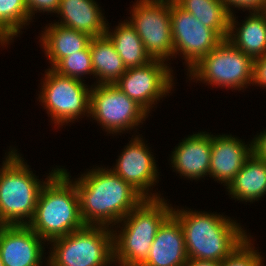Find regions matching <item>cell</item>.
<instances>
[{"instance_id": "obj_10", "label": "cell", "mask_w": 266, "mask_h": 266, "mask_svg": "<svg viewBox=\"0 0 266 266\" xmlns=\"http://www.w3.org/2000/svg\"><path fill=\"white\" fill-rule=\"evenodd\" d=\"M43 83L39 98L54 123L62 125L85 112L89 114L90 90L82 80L60 75L51 68L46 72Z\"/></svg>"}, {"instance_id": "obj_2", "label": "cell", "mask_w": 266, "mask_h": 266, "mask_svg": "<svg viewBox=\"0 0 266 266\" xmlns=\"http://www.w3.org/2000/svg\"><path fill=\"white\" fill-rule=\"evenodd\" d=\"M40 190L35 213L27 224L44 241L66 236L85 226L80 215L75 183L65 169L57 168Z\"/></svg>"}, {"instance_id": "obj_32", "label": "cell", "mask_w": 266, "mask_h": 266, "mask_svg": "<svg viewBox=\"0 0 266 266\" xmlns=\"http://www.w3.org/2000/svg\"><path fill=\"white\" fill-rule=\"evenodd\" d=\"M185 266H221L220 262L201 260V259H188Z\"/></svg>"}, {"instance_id": "obj_8", "label": "cell", "mask_w": 266, "mask_h": 266, "mask_svg": "<svg viewBox=\"0 0 266 266\" xmlns=\"http://www.w3.org/2000/svg\"><path fill=\"white\" fill-rule=\"evenodd\" d=\"M131 12L129 23L151 58L165 61L174 56L170 0H137Z\"/></svg>"}, {"instance_id": "obj_17", "label": "cell", "mask_w": 266, "mask_h": 266, "mask_svg": "<svg viewBox=\"0 0 266 266\" xmlns=\"http://www.w3.org/2000/svg\"><path fill=\"white\" fill-rule=\"evenodd\" d=\"M212 135L205 132L193 134L180 142L172 153V167L180 175L199 179L209 174Z\"/></svg>"}, {"instance_id": "obj_29", "label": "cell", "mask_w": 266, "mask_h": 266, "mask_svg": "<svg viewBox=\"0 0 266 266\" xmlns=\"http://www.w3.org/2000/svg\"><path fill=\"white\" fill-rule=\"evenodd\" d=\"M229 14H232L230 6L242 7L253 11H266V0H222Z\"/></svg>"}, {"instance_id": "obj_27", "label": "cell", "mask_w": 266, "mask_h": 266, "mask_svg": "<svg viewBox=\"0 0 266 266\" xmlns=\"http://www.w3.org/2000/svg\"><path fill=\"white\" fill-rule=\"evenodd\" d=\"M247 237L229 256L222 262L221 266H263L262 256L251 246Z\"/></svg>"}, {"instance_id": "obj_21", "label": "cell", "mask_w": 266, "mask_h": 266, "mask_svg": "<svg viewBox=\"0 0 266 266\" xmlns=\"http://www.w3.org/2000/svg\"><path fill=\"white\" fill-rule=\"evenodd\" d=\"M227 189L237 200H259L266 194V162L252 154Z\"/></svg>"}, {"instance_id": "obj_22", "label": "cell", "mask_w": 266, "mask_h": 266, "mask_svg": "<svg viewBox=\"0 0 266 266\" xmlns=\"http://www.w3.org/2000/svg\"><path fill=\"white\" fill-rule=\"evenodd\" d=\"M89 49L98 84H114L126 72L122 58L105 35L91 38Z\"/></svg>"}, {"instance_id": "obj_11", "label": "cell", "mask_w": 266, "mask_h": 266, "mask_svg": "<svg viewBox=\"0 0 266 266\" xmlns=\"http://www.w3.org/2000/svg\"><path fill=\"white\" fill-rule=\"evenodd\" d=\"M170 18L174 55L182 53L189 70L223 40L174 0H170Z\"/></svg>"}, {"instance_id": "obj_3", "label": "cell", "mask_w": 266, "mask_h": 266, "mask_svg": "<svg viewBox=\"0 0 266 266\" xmlns=\"http://www.w3.org/2000/svg\"><path fill=\"white\" fill-rule=\"evenodd\" d=\"M183 230L189 259L222 262L246 238L241 226L222 215L172 210Z\"/></svg>"}, {"instance_id": "obj_14", "label": "cell", "mask_w": 266, "mask_h": 266, "mask_svg": "<svg viewBox=\"0 0 266 266\" xmlns=\"http://www.w3.org/2000/svg\"><path fill=\"white\" fill-rule=\"evenodd\" d=\"M42 240L28 225H0V257L4 266H40Z\"/></svg>"}, {"instance_id": "obj_9", "label": "cell", "mask_w": 266, "mask_h": 266, "mask_svg": "<svg viewBox=\"0 0 266 266\" xmlns=\"http://www.w3.org/2000/svg\"><path fill=\"white\" fill-rule=\"evenodd\" d=\"M89 114L109 133H120L140 123L148 115L115 84H97L90 88Z\"/></svg>"}, {"instance_id": "obj_24", "label": "cell", "mask_w": 266, "mask_h": 266, "mask_svg": "<svg viewBox=\"0 0 266 266\" xmlns=\"http://www.w3.org/2000/svg\"><path fill=\"white\" fill-rule=\"evenodd\" d=\"M183 10L213 29L223 40L227 38L230 14L222 0H174Z\"/></svg>"}, {"instance_id": "obj_13", "label": "cell", "mask_w": 266, "mask_h": 266, "mask_svg": "<svg viewBox=\"0 0 266 266\" xmlns=\"http://www.w3.org/2000/svg\"><path fill=\"white\" fill-rule=\"evenodd\" d=\"M139 137H135L124 148L113 172L136 189L145 199H157L160 196L148 194L149 187L156 182L157 167L153 155Z\"/></svg>"}, {"instance_id": "obj_23", "label": "cell", "mask_w": 266, "mask_h": 266, "mask_svg": "<svg viewBox=\"0 0 266 266\" xmlns=\"http://www.w3.org/2000/svg\"><path fill=\"white\" fill-rule=\"evenodd\" d=\"M105 36L112 42L126 69L140 67L153 60L129 21L119 24L113 32H109L107 27Z\"/></svg>"}, {"instance_id": "obj_33", "label": "cell", "mask_w": 266, "mask_h": 266, "mask_svg": "<svg viewBox=\"0 0 266 266\" xmlns=\"http://www.w3.org/2000/svg\"><path fill=\"white\" fill-rule=\"evenodd\" d=\"M0 266H4L2 260H1V257H0Z\"/></svg>"}, {"instance_id": "obj_30", "label": "cell", "mask_w": 266, "mask_h": 266, "mask_svg": "<svg viewBox=\"0 0 266 266\" xmlns=\"http://www.w3.org/2000/svg\"><path fill=\"white\" fill-rule=\"evenodd\" d=\"M266 87V55L254 59L253 62V84Z\"/></svg>"}, {"instance_id": "obj_16", "label": "cell", "mask_w": 266, "mask_h": 266, "mask_svg": "<svg viewBox=\"0 0 266 266\" xmlns=\"http://www.w3.org/2000/svg\"><path fill=\"white\" fill-rule=\"evenodd\" d=\"M188 259L180 222L171 214L158 229L141 266H185Z\"/></svg>"}, {"instance_id": "obj_19", "label": "cell", "mask_w": 266, "mask_h": 266, "mask_svg": "<svg viewBox=\"0 0 266 266\" xmlns=\"http://www.w3.org/2000/svg\"><path fill=\"white\" fill-rule=\"evenodd\" d=\"M235 19L232 13L226 39L253 59L266 55V11H253L237 28L239 31L235 28ZM234 29L237 30L235 34Z\"/></svg>"}, {"instance_id": "obj_5", "label": "cell", "mask_w": 266, "mask_h": 266, "mask_svg": "<svg viewBox=\"0 0 266 266\" xmlns=\"http://www.w3.org/2000/svg\"><path fill=\"white\" fill-rule=\"evenodd\" d=\"M8 153L0 170V225H27L45 181L41 184L16 150Z\"/></svg>"}, {"instance_id": "obj_7", "label": "cell", "mask_w": 266, "mask_h": 266, "mask_svg": "<svg viewBox=\"0 0 266 266\" xmlns=\"http://www.w3.org/2000/svg\"><path fill=\"white\" fill-rule=\"evenodd\" d=\"M253 62L251 56L225 39L188 71L193 79L196 77L214 86L241 90L245 85L252 84Z\"/></svg>"}, {"instance_id": "obj_12", "label": "cell", "mask_w": 266, "mask_h": 266, "mask_svg": "<svg viewBox=\"0 0 266 266\" xmlns=\"http://www.w3.org/2000/svg\"><path fill=\"white\" fill-rule=\"evenodd\" d=\"M172 77L164 61L153 59L146 65L128 68L114 84L148 113L152 104L172 89Z\"/></svg>"}, {"instance_id": "obj_28", "label": "cell", "mask_w": 266, "mask_h": 266, "mask_svg": "<svg viewBox=\"0 0 266 266\" xmlns=\"http://www.w3.org/2000/svg\"><path fill=\"white\" fill-rule=\"evenodd\" d=\"M30 19L33 17L35 11H48L57 13L60 5V0H25Z\"/></svg>"}, {"instance_id": "obj_15", "label": "cell", "mask_w": 266, "mask_h": 266, "mask_svg": "<svg viewBox=\"0 0 266 266\" xmlns=\"http://www.w3.org/2000/svg\"><path fill=\"white\" fill-rule=\"evenodd\" d=\"M247 145L231 135H212L209 175L228 186L252 155V144Z\"/></svg>"}, {"instance_id": "obj_4", "label": "cell", "mask_w": 266, "mask_h": 266, "mask_svg": "<svg viewBox=\"0 0 266 266\" xmlns=\"http://www.w3.org/2000/svg\"><path fill=\"white\" fill-rule=\"evenodd\" d=\"M168 205L164 198L144 199L121 220L124 229L113 234L114 261L120 266H141L147 260L158 229L172 214Z\"/></svg>"}, {"instance_id": "obj_1", "label": "cell", "mask_w": 266, "mask_h": 266, "mask_svg": "<svg viewBox=\"0 0 266 266\" xmlns=\"http://www.w3.org/2000/svg\"><path fill=\"white\" fill-rule=\"evenodd\" d=\"M74 183L85 225H116L145 199L111 168L88 171Z\"/></svg>"}, {"instance_id": "obj_26", "label": "cell", "mask_w": 266, "mask_h": 266, "mask_svg": "<svg viewBox=\"0 0 266 266\" xmlns=\"http://www.w3.org/2000/svg\"><path fill=\"white\" fill-rule=\"evenodd\" d=\"M58 74L82 80L81 75L94 74L89 45L79 51L62 58L53 68Z\"/></svg>"}, {"instance_id": "obj_25", "label": "cell", "mask_w": 266, "mask_h": 266, "mask_svg": "<svg viewBox=\"0 0 266 266\" xmlns=\"http://www.w3.org/2000/svg\"><path fill=\"white\" fill-rule=\"evenodd\" d=\"M30 20L25 0H0V44H7ZM26 22V23H25Z\"/></svg>"}, {"instance_id": "obj_20", "label": "cell", "mask_w": 266, "mask_h": 266, "mask_svg": "<svg viewBox=\"0 0 266 266\" xmlns=\"http://www.w3.org/2000/svg\"><path fill=\"white\" fill-rule=\"evenodd\" d=\"M91 38L84 32L54 23L45 29L40 40L53 68L62 58L84 50Z\"/></svg>"}, {"instance_id": "obj_6", "label": "cell", "mask_w": 266, "mask_h": 266, "mask_svg": "<svg viewBox=\"0 0 266 266\" xmlns=\"http://www.w3.org/2000/svg\"><path fill=\"white\" fill-rule=\"evenodd\" d=\"M50 242L49 266H107L114 261L113 232L107 226L85 225Z\"/></svg>"}, {"instance_id": "obj_18", "label": "cell", "mask_w": 266, "mask_h": 266, "mask_svg": "<svg viewBox=\"0 0 266 266\" xmlns=\"http://www.w3.org/2000/svg\"><path fill=\"white\" fill-rule=\"evenodd\" d=\"M94 0H60L57 14L62 16L59 25L84 32L89 36H104L107 25ZM63 21V22H62Z\"/></svg>"}, {"instance_id": "obj_31", "label": "cell", "mask_w": 266, "mask_h": 266, "mask_svg": "<svg viewBox=\"0 0 266 266\" xmlns=\"http://www.w3.org/2000/svg\"><path fill=\"white\" fill-rule=\"evenodd\" d=\"M252 154L266 162V131H263L252 141Z\"/></svg>"}]
</instances>
